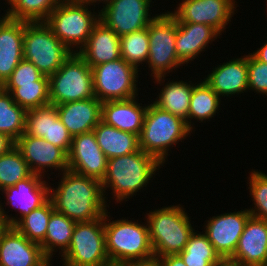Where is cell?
<instances>
[{
    "label": "cell",
    "mask_w": 267,
    "mask_h": 266,
    "mask_svg": "<svg viewBox=\"0 0 267 266\" xmlns=\"http://www.w3.org/2000/svg\"><path fill=\"white\" fill-rule=\"evenodd\" d=\"M236 0H182L169 12L177 22L201 23L225 32L238 7Z\"/></svg>",
    "instance_id": "cell-14"
},
{
    "label": "cell",
    "mask_w": 267,
    "mask_h": 266,
    "mask_svg": "<svg viewBox=\"0 0 267 266\" xmlns=\"http://www.w3.org/2000/svg\"><path fill=\"white\" fill-rule=\"evenodd\" d=\"M102 103L94 97L55 106L60 121L74 137L94 130L101 121Z\"/></svg>",
    "instance_id": "cell-23"
},
{
    "label": "cell",
    "mask_w": 267,
    "mask_h": 266,
    "mask_svg": "<svg viewBox=\"0 0 267 266\" xmlns=\"http://www.w3.org/2000/svg\"><path fill=\"white\" fill-rule=\"evenodd\" d=\"M191 133L185 120L153 103H148L144 124L138 137L139 148L154 156L164 166L169 153H172L171 149L190 137Z\"/></svg>",
    "instance_id": "cell-5"
},
{
    "label": "cell",
    "mask_w": 267,
    "mask_h": 266,
    "mask_svg": "<svg viewBox=\"0 0 267 266\" xmlns=\"http://www.w3.org/2000/svg\"><path fill=\"white\" fill-rule=\"evenodd\" d=\"M248 91L267 96V63L258 61L251 53L247 55Z\"/></svg>",
    "instance_id": "cell-39"
},
{
    "label": "cell",
    "mask_w": 267,
    "mask_h": 266,
    "mask_svg": "<svg viewBox=\"0 0 267 266\" xmlns=\"http://www.w3.org/2000/svg\"><path fill=\"white\" fill-rule=\"evenodd\" d=\"M76 2H79L81 4H86V5H89V6H94L98 4L99 6V3H102L103 7L108 5L112 0H75Z\"/></svg>",
    "instance_id": "cell-45"
},
{
    "label": "cell",
    "mask_w": 267,
    "mask_h": 266,
    "mask_svg": "<svg viewBox=\"0 0 267 266\" xmlns=\"http://www.w3.org/2000/svg\"><path fill=\"white\" fill-rule=\"evenodd\" d=\"M44 179L40 175L32 174L30 177L18 181L14 186L0 191L2 192L1 195L5 194L4 199H6L4 203L0 201V211L9 226L14 227L24 216L43 205L49 199V180L45 181ZM5 205H10L9 207L18 212L17 216L20 217L8 215L9 209L6 212Z\"/></svg>",
    "instance_id": "cell-12"
},
{
    "label": "cell",
    "mask_w": 267,
    "mask_h": 266,
    "mask_svg": "<svg viewBox=\"0 0 267 266\" xmlns=\"http://www.w3.org/2000/svg\"><path fill=\"white\" fill-rule=\"evenodd\" d=\"M137 97L127 100L104 101L102 103L101 121L139 137L148 104L138 103L139 99Z\"/></svg>",
    "instance_id": "cell-24"
},
{
    "label": "cell",
    "mask_w": 267,
    "mask_h": 266,
    "mask_svg": "<svg viewBox=\"0 0 267 266\" xmlns=\"http://www.w3.org/2000/svg\"><path fill=\"white\" fill-rule=\"evenodd\" d=\"M76 222L64 214L54 210L48 221L45 239L40 243L47 258H54V253L61 257L69 248ZM58 249V250H57Z\"/></svg>",
    "instance_id": "cell-30"
},
{
    "label": "cell",
    "mask_w": 267,
    "mask_h": 266,
    "mask_svg": "<svg viewBox=\"0 0 267 266\" xmlns=\"http://www.w3.org/2000/svg\"><path fill=\"white\" fill-rule=\"evenodd\" d=\"M64 266H105L110 264L106 251L104 215L89 222H76L71 242L61 256Z\"/></svg>",
    "instance_id": "cell-10"
},
{
    "label": "cell",
    "mask_w": 267,
    "mask_h": 266,
    "mask_svg": "<svg viewBox=\"0 0 267 266\" xmlns=\"http://www.w3.org/2000/svg\"><path fill=\"white\" fill-rule=\"evenodd\" d=\"M97 144L107 159L135 153L139 148L137 135L121 131L100 121L94 128Z\"/></svg>",
    "instance_id": "cell-28"
},
{
    "label": "cell",
    "mask_w": 267,
    "mask_h": 266,
    "mask_svg": "<svg viewBox=\"0 0 267 266\" xmlns=\"http://www.w3.org/2000/svg\"><path fill=\"white\" fill-rule=\"evenodd\" d=\"M149 56L146 62L150 76H166L185 66L176 53V18L167 10L158 15L148 25Z\"/></svg>",
    "instance_id": "cell-9"
},
{
    "label": "cell",
    "mask_w": 267,
    "mask_h": 266,
    "mask_svg": "<svg viewBox=\"0 0 267 266\" xmlns=\"http://www.w3.org/2000/svg\"><path fill=\"white\" fill-rule=\"evenodd\" d=\"M219 37L221 34L210 25L176 20L175 48L178 59L188 65Z\"/></svg>",
    "instance_id": "cell-22"
},
{
    "label": "cell",
    "mask_w": 267,
    "mask_h": 266,
    "mask_svg": "<svg viewBox=\"0 0 267 266\" xmlns=\"http://www.w3.org/2000/svg\"><path fill=\"white\" fill-rule=\"evenodd\" d=\"M26 112L13 100L11 94L0 86V133L14 142L24 134Z\"/></svg>",
    "instance_id": "cell-32"
},
{
    "label": "cell",
    "mask_w": 267,
    "mask_h": 266,
    "mask_svg": "<svg viewBox=\"0 0 267 266\" xmlns=\"http://www.w3.org/2000/svg\"><path fill=\"white\" fill-rule=\"evenodd\" d=\"M239 266H267V221L250 216L234 255L228 260Z\"/></svg>",
    "instance_id": "cell-19"
},
{
    "label": "cell",
    "mask_w": 267,
    "mask_h": 266,
    "mask_svg": "<svg viewBox=\"0 0 267 266\" xmlns=\"http://www.w3.org/2000/svg\"><path fill=\"white\" fill-rule=\"evenodd\" d=\"M161 166L163 165L154 156L141 149L135 153L108 159L106 174L101 181L106 202L107 191L110 190V198L116 201L115 204L130 200L137 192L147 188Z\"/></svg>",
    "instance_id": "cell-2"
},
{
    "label": "cell",
    "mask_w": 267,
    "mask_h": 266,
    "mask_svg": "<svg viewBox=\"0 0 267 266\" xmlns=\"http://www.w3.org/2000/svg\"><path fill=\"white\" fill-rule=\"evenodd\" d=\"M62 175V176H61ZM58 186L49 188L54 209L75 222L101 218L109 209L102 183L93 177L66 170L59 175Z\"/></svg>",
    "instance_id": "cell-1"
},
{
    "label": "cell",
    "mask_w": 267,
    "mask_h": 266,
    "mask_svg": "<svg viewBox=\"0 0 267 266\" xmlns=\"http://www.w3.org/2000/svg\"><path fill=\"white\" fill-rule=\"evenodd\" d=\"M159 266H187L182 258L176 255H165L156 259Z\"/></svg>",
    "instance_id": "cell-41"
},
{
    "label": "cell",
    "mask_w": 267,
    "mask_h": 266,
    "mask_svg": "<svg viewBox=\"0 0 267 266\" xmlns=\"http://www.w3.org/2000/svg\"><path fill=\"white\" fill-rule=\"evenodd\" d=\"M48 258L39 243L28 240L15 227L0 239V266H40Z\"/></svg>",
    "instance_id": "cell-21"
},
{
    "label": "cell",
    "mask_w": 267,
    "mask_h": 266,
    "mask_svg": "<svg viewBox=\"0 0 267 266\" xmlns=\"http://www.w3.org/2000/svg\"><path fill=\"white\" fill-rule=\"evenodd\" d=\"M5 16H6V15H5V12L2 13V15H0V22L4 19Z\"/></svg>",
    "instance_id": "cell-50"
},
{
    "label": "cell",
    "mask_w": 267,
    "mask_h": 266,
    "mask_svg": "<svg viewBox=\"0 0 267 266\" xmlns=\"http://www.w3.org/2000/svg\"><path fill=\"white\" fill-rule=\"evenodd\" d=\"M167 76L157 77L154 80V84L162 86L157 98L151 100V102L158 108L170 112L173 115L179 116L185 120L187 124L188 111L190 107V98L193 91V86L196 82L188 81L184 79L178 80L175 78L170 82L165 83ZM177 79V80H176ZM165 83V85H164Z\"/></svg>",
    "instance_id": "cell-27"
},
{
    "label": "cell",
    "mask_w": 267,
    "mask_h": 266,
    "mask_svg": "<svg viewBox=\"0 0 267 266\" xmlns=\"http://www.w3.org/2000/svg\"><path fill=\"white\" fill-rule=\"evenodd\" d=\"M62 0H8L5 15L24 22H45Z\"/></svg>",
    "instance_id": "cell-33"
},
{
    "label": "cell",
    "mask_w": 267,
    "mask_h": 266,
    "mask_svg": "<svg viewBox=\"0 0 267 266\" xmlns=\"http://www.w3.org/2000/svg\"><path fill=\"white\" fill-rule=\"evenodd\" d=\"M247 178L249 197L254 205L248 211L251 216L267 221V173L253 169Z\"/></svg>",
    "instance_id": "cell-38"
},
{
    "label": "cell",
    "mask_w": 267,
    "mask_h": 266,
    "mask_svg": "<svg viewBox=\"0 0 267 266\" xmlns=\"http://www.w3.org/2000/svg\"><path fill=\"white\" fill-rule=\"evenodd\" d=\"M244 209L212 216L203 225V232L224 261L234 255L239 238L251 216L248 209Z\"/></svg>",
    "instance_id": "cell-15"
},
{
    "label": "cell",
    "mask_w": 267,
    "mask_h": 266,
    "mask_svg": "<svg viewBox=\"0 0 267 266\" xmlns=\"http://www.w3.org/2000/svg\"><path fill=\"white\" fill-rule=\"evenodd\" d=\"M152 0H112L99 9V20L119 37L148 27L158 15L152 14Z\"/></svg>",
    "instance_id": "cell-13"
},
{
    "label": "cell",
    "mask_w": 267,
    "mask_h": 266,
    "mask_svg": "<svg viewBox=\"0 0 267 266\" xmlns=\"http://www.w3.org/2000/svg\"><path fill=\"white\" fill-rule=\"evenodd\" d=\"M95 97L101 101L127 100L139 95L136 67L124 59L103 63L92 67Z\"/></svg>",
    "instance_id": "cell-11"
},
{
    "label": "cell",
    "mask_w": 267,
    "mask_h": 266,
    "mask_svg": "<svg viewBox=\"0 0 267 266\" xmlns=\"http://www.w3.org/2000/svg\"><path fill=\"white\" fill-rule=\"evenodd\" d=\"M121 58L136 67L146 64L149 56L148 27L120 37Z\"/></svg>",
    "instance_id": "cell-37"
},
{
    "label": "cell",
    "mask_w": 267,
    "mask_h": 266,
    "mask_svg": "<svg viewBox=\"0 0 267 266\" xmlns=\"http://www.w3.org/2000/svg\"><path fill=\"white\" fill-rule=\"evenodd\" d=\"M221 100L219 95L204 80L197 81L193 86L190 98L187 117L188 128L194 131L196 120V122L203 123L215 118L216 113L218 114L219 109H221Z\"/></svg>",
    "instance_id": "cell-29"
},
{
    "label": "cell",
    "mask_w": 267,
    "mask_h": 266,
    "mask_svg": "<svg viewBox=\"0 0 267 266\" xmlns=\"http://www.w3.org/2000/svg\"><path fill=\"white\" fill-rule=\"evenodd\" d=\"M178 255L187 266H218L224 261L215 251L207 235L203 231L197 233L196 230Z\"/></svg>",
    "instance_id": "cell-31"
},
{
    "label": "cell",
    "mask_w": 267,
    "mask_h": 266,
    "mask_svg": "<svg viewBox=\"0 0 267 266\" xmlns=\"http://www.w3.org/2000/svg\"><path fill=\"white\" fill-rule=\"evenodd\" d=\"M43 74L30 61L22 59L10 77L1 87H20V85L35 84Z\"/></svg>",
    "instance_id": "cell-40"
},
{
    "label": "cell",
    "mask_w": 267,
    "mask_h": 266,
    "mask_svg": "<svg viewBox=\"0 0 267 266\" xmlns=\"http://www.w3.org/2000/svg\"><path fill=\"white\" fill-rule=\"evenodd\" d=\"M24 21L8 17L0 22V86L23 59Z\"/></svg>",
    "instance_id": "cell-25"
},
{
    "label": "cell",
    "mask_w": 267,
    "mask_h": 266,
    "mask_svg": "<svg viewBox=\"0 0 267 266\" xmlns=\"http://www.w3.org/2000/svg\"><path fill=\"white\" fill-rule=\"evenodd\" d=\"M94 97L92 68L78 53H72L49 77L50 104L60 105Z\"/></svg>",
    "instance_id": "cell-8"
},
{
    "label": "cell",
    "mask_w": 267,
    "mask_h": 266,
    "mask_svg": "<svg viewBox=\"0 0 267 266\" xmlns=\"http://www.w3.org/2000/svg\"><path fill=\"white\" fill-rule=\"evenodd\" d=\"M24 133L44 138L47 142L62 148L67 154L70 151L72 136L60 121L53 104L28 109Z\"/></svg>",
    "instance_id": "cell-18"
},
{
    "label": "cell",
    "mask_w": 267,
    "mask_h": 266,
    "mask_svg": "<svg viewBox=\"0 0 267 266\" xmlns=\"http://www.w3.org/2000/svg\"><path fill=\"white\" fill-rule=\"evenodd\" d=\"M53 261V259H51V258H48L46 261H44L40 266H52V261ZM62 266H64V264L62 263Z\"/></svg>",
    "instance_id": "cell-47"
},
{
    "label": "cell",
    "mask_w": 267,
    "mask_h": 266,
    "mask_svg": "<svg viewBox=\"0 0 267 266\" xmlns=\"http://www.w3.org/2000/svg\"><path fill=\"white\" fill-rule=\"evenodd\" d=\"M78 54L91 68L115 61L121 58L120 37L99 21Z\"/></svg>",
    "instance_id": "cell-26"
},
{
    "label": "cell",
    "mask_w": 267,
    "mask_h": 266,
    "mask_svg": "<svg viewBox=\"0 0 267 266\" xmlns=\"http://www.w3.org/2000/svg\"><path fill=\"white\" fill-rule=\"evenodd\" d=\"M71 54L45 22H24L23 59L43 75H53Z\"/></svg>",
    "instance_id": "cell-7"
},
{
    "label": "cell",
    "mask_w": 267,
    "mask_h": 266,
    "mask_svg": "<svg viewBox=\"0 0 267 266\" xmlns=\"http://www.w3.org/2000/svg\"><path fill=\"white\" fill-rule=\"evenodd\" d=\"M91 8L75 0H62L45 21L72 53H78L85 46L92 29L100 21L99 10Z\"/></svg>",
    "instance_id": "cell-6"
},
{
    "label": "cell",
    "mask_w": 267,
    "mask_h": 266,
    "mask_svg": "<svg viewBox=\"0 0 267 266\" xmlns=\"http://www.w3.org/2000/svg\"><path fill=\"white\" fill-rule=\"evenodd\" d=\"M217 66V67H216ZM203 79L222 99L248 92L247 55L220 63Z\"/></svg>",
    "instance_id": "cell-20"
},
{
    "label": "cell",
    "mask_w": 267,
    "mask_h": 266,
    "mask_svg": "<svg viewBox=\"0 0 267 266\" xmlns=\"http://www.w3.org/2000/svg\"><path fill=\"white\" fill-rule=\"evenodd\" d=\"M15 146L22 153L33 174L46 178L49 168L54 172L59 171L60 174L68 170V154L44 138L24 133L15 141Z\"/></svg>",
    "instance_id": "cell-16"
},
{
    "label": "cell",
    "mask_w": 267,
    "mask_h": 266,
    "mask_svg": "<svg viewBox=\"0 0 267 266\" xmlns=\"http://www.w3.org/2000/svg\"><path fill=\"white\" fill-rule=\"evenodd\" d=\"M185 210L181 204H172L147 211L145 214L154 259L165 255H176L184 250L190 235L195 230Z\"/></svg>",
    "instance_id": "cell-4"
},
{
    "label": "cell",
    "mask_w": 267,
    "mask_h": 266,
    "mask_svg": "<svg viewBox=\"0 0 267 266\" xmlns=\"http://www.w3.org/2000/svg\"><path fill=\"white\" fill-rule=\"evenodd\" d=\"M22 153L14 145L0 156V191L32 175Z\"/></svg>",
    "instance_id": "cell-36"
},
{
    "label": "cell",
    "mask_w": 267,
    "mask_h": 266,
    "mask_svg": "<svg viewBox=\"0 0 267 266\" xmlns=\"http://www.w3.org/2000/svg\"><path fill=\"white\" fill-rule=\"evenodd\" d=\"M9 228V224L3 217L1 211H0V239L2 237V234Z\"/></svg>",
    "instance_id": "cell-46"
},
{
    "label": "cell",
    "mask_w": 267,
    "mask_h": 266,
    "mask_svg": "<svg viewBox=\"0 0 267 266\" xmlns=\"http://www.w3.org/2000/svg\"><path fill=\"white\" fill-rule=\"evenodd\" d=\"M54 210L53 202L49 198L43 205L24 216L14 227L28 240L40 244L45 239L48 221Z\"/></svg>",
    "instance_id": "cell-35"
},
{
    "label": "cell",
    "mask_w": 267,
    "mask_h": 266,
    "mask_svg": "<svg viewBox=\"0 0 267 266\" xmlns=\"http://www.w3.org/2000/svg\"><path fill=\"white\" fill-rule=\"evenodd\" d=\"M218 266H239V265H237V264H234V263H231V262H229L228 260L226 261H223L220 265H218Z\"/></svg>",
    "instance_id": "cell-48"
},
{
    "label": "cell",
    "mask_w": 267,
    "mask_h": 266,
    "mask_svg": "<svg viewBox=\"0 0 267 266\" xmlns=\"http://www.w3.org/2000/svg\"><path fill=\"white\" fill-rule=\"evenodd\" d=\"M105 266H122V265L115 264V263H110V264H108V265H105Z\"/></svg>",
    "instance_id": "cell-49"
},
{
    "label": "cell",
    "mask_w": 267,
    "mask_h": 266,
    "mask_svg": "<svg viewBox=\"0 0 267 266\" xmlns=\"http://www.w3.org/2000/svg\"><path fill=\"white\" fill-rule=\"evenodd\" d=\"M111 217L108 211L104 214L105 243L110 263L122 265L154 259L147 221L139 223L133 218L112 220Z\"/></svg>",
    "instance_id": "cell-3"
},
{
    "label": "cell",
    "mask_w": 267,
    "mask_h": 266,
    "mask_svg": "<svg viewBox=\"0 0 267 266\" xmlns=\"http://www.w3.org/2000/svg\"><path fill=\"white\" fill-rule=\"evenodd\" d=\"M107 160L97 144L94 131L72 137L68 170L102 181L107 170Z\"/></svg>",
    "instance_id": "cell-17"
},
{
    "label": "cell",
    "mask_w": 267,
    "mask_h": 266,
    "mask_svg": "<svg viewBox=\"0 0 267 266\" xmlns=\"http://www.w3.org/2000/svg\"><path fill=\"white\" fill-rule=\"evenodd\" d=\"M260 48L251 53L258 61L267 63V40Z\"/></svg>",
    "instance_id": "cell-43"
},
{
    "label": "cell",
    "mask_w": 267,
    "mask_h": 266,
    "mask_svg": "<svg viewBox=\"0 0 267 266\" xmlns=\"http://www.w3.org/2000/svg\"><path fill=\"white\" fill-rule=\"evenodd\" d=\"M9 92L20 107L25 110L50 104L49 77L43 75L35 84L20 85V87H2Z\"/></svg>",
    "instance_id": "cell-34"
},
{
    "label": "cell",
    "mask_w": 267,
    "mask_h": 266,
    "mask_svg": "<svg viewBox=\"0 0 267 266\" xmlns=\"http://www.w3.org/2000/svg\"><path fill=\"white\" fill-rule=\"evenodd\" d=\"M122 266H159V264L156 259H152L145 262H128L122 264Z\"/></svg>",
    "instance_id": "cell-44"
},
{
    "label": "cell",
    "mask_w": 267,
    "mask_h": 266,
    "mask_svg": "<svg viewBox=\"0 0 267 266\" xmlns=\"http://www.w3.org/2000/svg\"><path fill=\"white\" fill-rule=\"evenodd\" d=\"M15 145V142L7 135L0 133V156Z\"/></svg>",
    "instance_id": "cell-42"
}]
</instances>
